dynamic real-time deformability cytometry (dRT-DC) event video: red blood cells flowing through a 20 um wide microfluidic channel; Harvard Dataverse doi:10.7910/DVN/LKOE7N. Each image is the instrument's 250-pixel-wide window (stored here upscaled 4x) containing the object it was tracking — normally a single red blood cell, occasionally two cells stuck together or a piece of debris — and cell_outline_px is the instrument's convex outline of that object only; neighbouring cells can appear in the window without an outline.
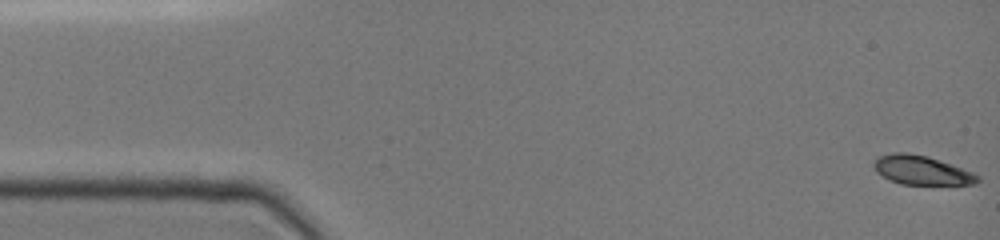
{"species": "common noctule bat (a hibernating species)", "species_latin": "Nyctalus noctula", "temperature_condition": "cold", "stored_images_in_passage": 10, "camera_frame_rate_fps": 3000, "um_per_image_px": 0.085, "animal": {"sex": "female", "body_mass_g": 19.0, "forearm_length_mm": 51.5}, "frame": {"image": 1, "passage_image": 1, "time_ms": 0.0, "image_size_px": [1000, 240], "cell_outline_px": [[980, 180], [976, 184], [900, 184], [876, 172], [872, 164], [880, 156], [892, 152], [908, 152], [928, 156], [972, 172], [980, 176]], "centroid_in_image_um": [78.33, 14.46], "position_along_channel_um": 6.7, "area_um2": 17.4}}